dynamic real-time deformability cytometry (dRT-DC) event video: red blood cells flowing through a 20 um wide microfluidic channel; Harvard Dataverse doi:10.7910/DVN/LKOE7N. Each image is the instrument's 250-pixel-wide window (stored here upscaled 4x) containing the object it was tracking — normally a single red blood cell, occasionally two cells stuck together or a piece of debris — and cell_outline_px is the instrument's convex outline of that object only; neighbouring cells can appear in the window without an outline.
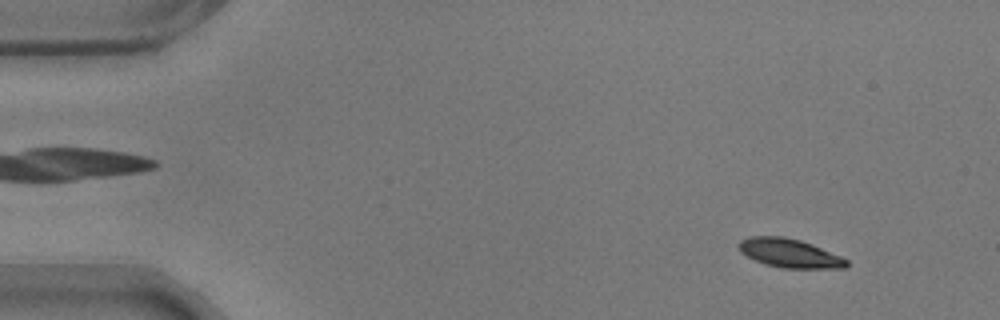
{"species": "common noctule bat (a hibernating species)", "species_latin": "Nyctalus noctula", "temperature_condition": "warm", "stored_images_in_passage": 55, "camera_frame_rate_fps": 3000, "um_per_image_px": 0.085, "animal": {"sex": "male", "body_mass_g": 17.9}, "frame": {"image": 1, "passage_image": 5, "time_ms": 1.333, "image_size_px": [1000, 320], "cell_outline_px": [[848, 264], [844, 268], [784, 268], [764, 264], [740, 252], [736, 244], [740, 240], [748, 236], [784, 236], [800, 240], [812, 244], [840, 256], [848, 260]], "centroid_in_image_um": [67.07, 21.51], "position_along_channel_um": 17.9, "area_um2": 18.09}}
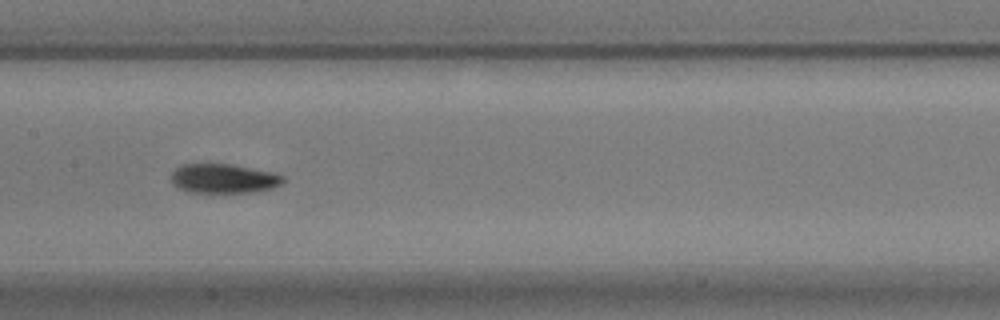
{"frame": {"image": 2, "passage_image": 28, "time_ms": 9.0, "image_size_px": [1000, 320], "cell_outline_px": [[284, 180], [280, 184], [272, 188], [252, 192], [188, 192], [172, 184], [172, 172], [180, 164], [232, 164], [272, 172], [284, 176]], "centroid_in_image_um": [18.99, 15.17], "position_along_channel_um": 188.4, "area_um2": 19.02}}
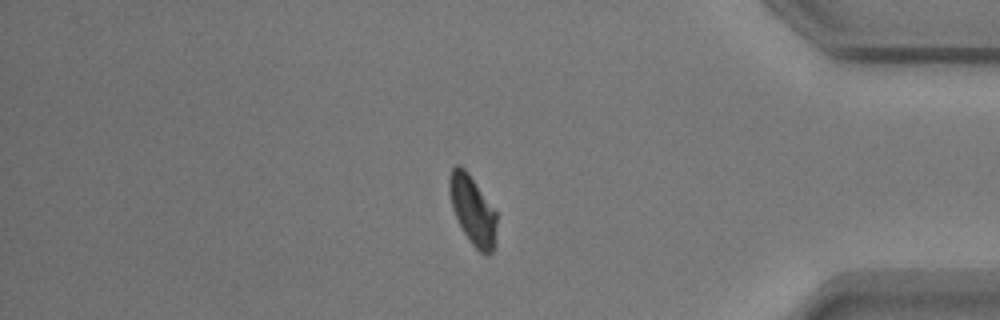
{"frame": {"image": 3, "passage_image": 48, "time_ms": 15.667, "image_size_px": [1000, 320], "cell_outline_px": [[496, 248], [488, 256], [484, 256], [472, 244], [464, 232], [452, 208], [448, 188], [448, 176], [452, 168], [456, 164], [460, 164], [468, 172], [496, 212]], "centroid_in_image_um": [40.18, 17.88], "position_along_channel_um": 395.0, "area_um2": 19.13}}